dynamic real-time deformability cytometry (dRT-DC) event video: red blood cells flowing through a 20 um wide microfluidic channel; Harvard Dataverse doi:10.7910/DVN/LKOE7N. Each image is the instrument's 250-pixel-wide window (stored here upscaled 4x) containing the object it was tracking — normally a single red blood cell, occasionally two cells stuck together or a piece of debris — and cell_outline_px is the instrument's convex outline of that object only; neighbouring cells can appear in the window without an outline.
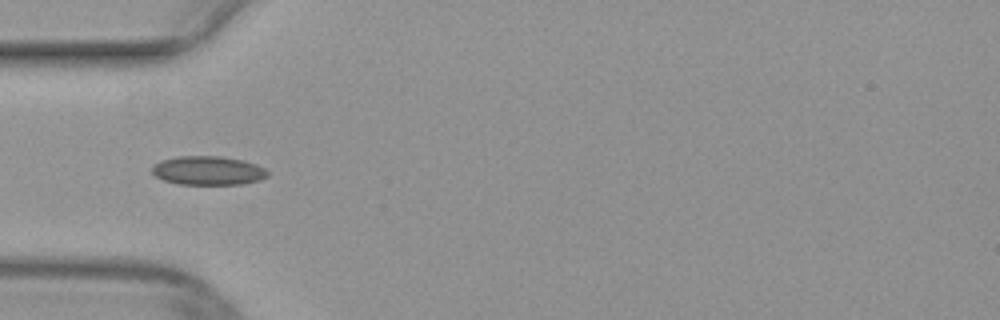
{"species": "common noctule bat (a hibernating species)", "species_latin": "Nyctalus noctula", "temperature_condition": "warm", "stored_images_in_passage": 28, "camera_frame_rate_fps": 3000, "um_per_image_px": 0.085, "animal": {"sex": "female", "body_mass_g": 29.2, "forearm_length_mm": 56.3}, "frame": {"image": 1, "passage_image": 2, "time_ms": 0.333, "image_size_px": [1000, 320], "cell_outline_px": [[268, 176], [260, 180], [244, 184], [180, 184], [164, 180], [156, 176], [152, 172], [152, 168], [160, 160], [176, 156], [220, 156], [244, 160], [256, 164], [264, 168], [268, 172]], "centroid_in_image_um": [17.71, 14.49], "position_along_channel_um": 67.3, "area_um2": 19.48}}
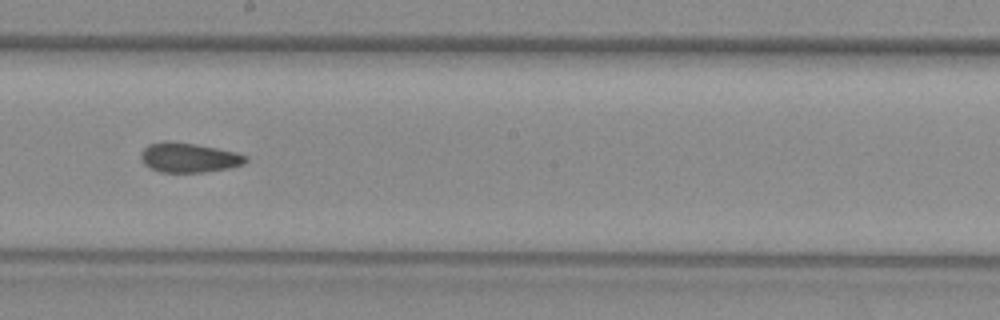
{"frame": {"image": 2, "passage_image": 14, "time_ms": 4.333, "image_size_px": [1000, 320], "cell_outline_px": [[248, 160], [244, 164], [228, 168], [204, 172], [160, 172], [148, 168], [144, 164], [140, 156], [140, 152], [148, 144], [164, 140], [168, 140], [216, 148], [236, 152], [248, 156]], "centroid_in_image_um": [16.02, 13.39], "position_along_channel_um": 232.2, "area_um2": 18.21}}
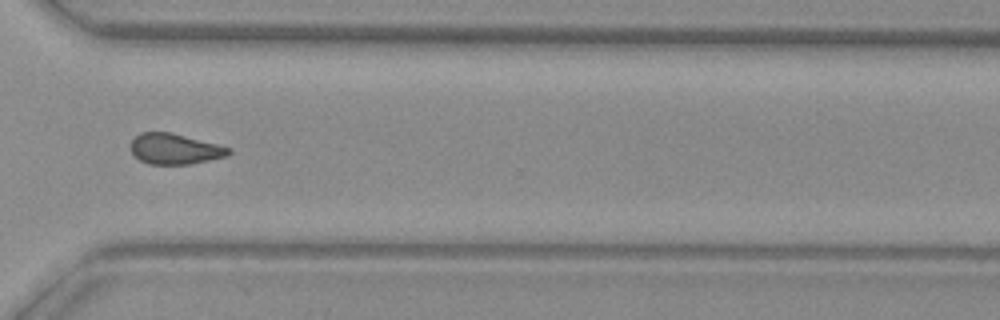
{"frame": {"image": 3, "passage_image": 23, "time_ms": 7.333, "image_size_px": [1000, 320], "cell_outline_px": [[232, 152], [228, 156], [188, 164], [148, 164], [132, 156], [132, 140], [140, 132], [172, 132], [232, 148]], "centroid_in_image_um": [14.87, 12.65], "position_along_channel_um": 355.7, "area_um2": 17.51}}